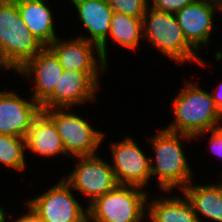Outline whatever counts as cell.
Instances as JSON below:
<instances>
[{"label":"cell","mask_w":222,"mask_h":222,"mask_svg":"<svg viewBox=\"0 0 222 222\" xmlns=\"http://www.w3.org/2000/svg\"><path fill=\"white\" fill-rule=\"evenodd\" d=\"M173 193L176 192L168 191L165 194L161 193L162 197L156 196L154 199L148 196V222H199L186 196L182 192H179L181 196L178 192L171 196Z\"/></svg>","instance_id":"d6986e66"},{"label":"cell","mask_w":222,"mask_h":222,"mask_svg":"<svg viewBox=\"0 0 222 222\" xmlns=\"http://www.w3.org/2000/svg\"><path fill=\"white\" fill-rule=\"evenodd\" d=\"M71 1L78 21L82 24L88 35L80 34L83 38L96 44L98 47L107 39L113 14L112 8L106 0H67Z\"/></svg>","instance_id":"9a60e30c"},{"label":"cell","mask_w":222,"mask_h":222,"mask_svg":"<svg viewBox=\"0 0 222 222\" xmlns=\"http://www.w3.org/2000/svg\"><path fill=\"white\" fill-rule=\"evenodd\" d=\"M217 11L222 14V0H194L175 13L185 38L197 51L211 45Z\"/></svg>","instance_id":"8fae6325"},{"label":"cell","mask_w":222,"mask_h":222,"mask_svg":"<svg viewBox=\"0 0 222 222\" xmlns=\"http://www.w3.org/2000/svg\"><path fill=\"white\" fill-rule=\"evenodd\" d=\"M147 191L118 185L88 206V222H147Z\"/></svg>","instance_id":"5b68a950"},{"label":"cell","mask_w":222,"mask_h":222,"mask_svg":"<svg viewBox=\"0 0 222 222\" xmlns=\"http://www.w3.org/2000/svg\"><path fill=\"white\" fill-rule=\"evenodd\" d=\"M113 12L125 14L130 17L143 18L149 0H106Z\"/></svg>","instance_id":"7402d4cb"},{"label":"cell","mask_w":222,"mask_h":222,"mask_svg":"<svg viewBox=\"0 0 222 222\" xmlns=\"http://www.w3.org/2000/svg\"><path fill=\"white\" fill-rule=\"evenodd\" d=\"M6 209L2 204L0 205V222H6Z\"/></svg>","instance_id":"4316f807"},{"label":"cell","mask_w":222,"mask_h":222,"mask_svg":"<svg viewBox=\"0 0 222 222\" xmlns=\"http://www.w3.org/2000/svg\"><path fill=\"white\" fill-rule=\"evenodd\" d=\"M62 72L58 57L48 46H44L16 74L33 83V93L28 96L40 105L53 92Z\"/></svg>","instance_id":"5bb4252c"},{"label":"cell","mask_w":222,"mask_h":222,"mask_svg":"<svg viewBox=\"0 0 222 222\" xmlns=\"http://www.w3.org/2000/svg\"><path fill=\"white\" fill-rule=\"evenodd\" d=\"M208 132L210 134V137L208 136ZM207 134V138L205 137ZM201 136L204 138L205 141L207 140L208 146L207 149H209V152L212 153L213 156L216 155L217 160H221L222 158V125L210 130V131H205L202 133L197 134L194 139H200ZM200 137V138H199ZM218 155V156H217ZM220 157V158H219ZM219 158V159H218ZM222 161V160H221Z\"/></svg>","instance_id":"603a6c76"},{"label":"cell","mask_w":222,"mask_h":222,"mask_svg":"<svg viewBox=\"0 0 222 222\" xmlns=\"http://www.w3.org/2000/svg\"><path fill=\"white\" fill-rule=\"evenodd\" d=\"M17 92L0 89V134L25 138L41 107L31 96Z\"/></svg>","instance_id":"7c38bea8"},{"label":"cell","mask_w":222,"mask_h":222,"mask_svg":"<svg viewBox=\"0 0 222 222\" xmlns=\"http://www.w3.org/2000/svg\"><path fill=\"white\" fill-rule=\"evenodd\" d=\"M172 99L173 120L164 128L195 137L222 125V115L215 106L211 93L191 80Z\"/></svg>","instance_id":"7a4b0ae2"},{"label":"cell","mask_w":222,"mask_h":222,"mask_svg":"<svg viewBox=\"0 0 222 222\" xmlns=\"http://www.w3.org/2000/svg\"><path fill=\"white\" fill-rule=\"evenodd\" d=\"M194 0H149V6L153 9L175 14Z\"/></svg>","instance_id":"cb8c5ba5"},{"label":"cell","mask_w":222,"mask_h":222,"mask_svg":"<svg viewBox=\"0 0 222 222\" xmlns=\"http://www.w3.org/2000/svg\"><path fill=\"white\" fill-rule=\"evenodd\" d=\"M72 159L75 162L73 170L62 178L74 192L78 195L83 194L84 198L87 197V207L98 197L119 185L110 162L107 159L104 160L99 153L91 156H77Z\"/></svg>","instance_id":"ba28073f"},{"label":"cell","mask_w":222,"mask_h":222,"mask_svg":"<svg viewBox=\"0 0 222 222\" xmlns=\"http://www.w3.org/2000/svg\"><path fill=\"white\" fill-rule=\"evenodd\" d=\"M48 47L58 57L63 70L109 72V65L102 59L99 47L83 38L58 37Z\"/></svg>","instance_id":"4fadbf2b"},{"label":"cell","mask_w":222,"mask_h":222,"mask_svg":"<svg viewBox=\"0 0 222 222\" xmlns=\"http://www.w3.org/2000/svg\"><path fill=\"white\" fill-rule=\"evenodd\" d=\"M20 16L29 31L43 46H49L56 38V21L53 7L48 5L50 0H15Z\"/></svg>","instance_id":"e0dca14e"},{"label":"cell","mask_w":222,"mask_h":222,"mask_svg":"<svg viewBox=\"0 0 222 222\" xmlns=\"http://www.w3.org/2000/svg\"><path fill=\"white\" fill-rule=\"evenodd\" d=\"M26 207H27V210H25L26 212L21 213V216H16V219L13 217L12 219L13 222H42L41 219L36 215V213L28 205H26ZM7 213L8 211L6 212V222L8 220H11L9 219L10 216H8Z\"/></svg>","instance_id":"d4e9b609"},{"label":"cell","mask_w":222,"mask_h":222,"mask_svg":"<svg viewBox=\"0 0 222 222\" xmlns=\"http://www.w3.org/2000/svg\"><path fill=\"white\" fill-rule=\"evenodd\" d=\"M154 155L150 157L151 179L157 182L159 192H180L194 180V171L189 164L184 141L192 142L194 137L161 128L155 135L147 137ZM187 140V141H186ZM192 168V169H191ZM155 177V178H154Z\"/></svg>","instance_id":"6da1fadb"},{"label":"cell","mask_w":222,"mask_h":222,"mask_svg":"<svg viewBox=\"0 0 222 222\" xmlns=\"http://www.w3.org/2000/svg\"><path fill=\"white\" fill-rule=\"evenodd\" d=\"M143 39L150 42L153 50L169 58L174 64L196 63L207 68L206 61L187 41L183 30L178 24L175 14L147 7L142 18Z\"/></svg>","instance_id":"3957f363"},{"label":"cell","mask_w":222,"mask_h":222,"mask_svg":"<svg viewBox=\"0 0 222 222\" xmlns=\"http://www.w3.org/2000/svg\"><path fill=\"white\" fill-rule=\"evenodd\" d=\"M123 140L111 142V167L119 185L136 186L146 190L152 184L150 156L130 136ZM151 182V183H150Z\"/></svg>","instance_id":"30bf717a"},{"label":"cell","mask_w":222,"mask_h":222,"mask_svg":"<svg viewBox=\"0 0 222 222\" xmlns=\"http://www.w3.org/2000/svg\"><path fill=\"white\" fill-rule=\"evenodd\" d=\"M128 50H138L143 38L142 18L130 17L122 13L113 12L111 28L107 39L99 46L102 59L108 65L110 39ZM109 39V40H108Z\"/></svg>","instance_id":"ffe728a7"},{"label":"cell","mask_w":222,"mask_h":222,"mask_svg":"<svg viewBox=\"0 0 222 222\" xmlns=\"http://www.w3.org/2000/svg\"><path fill=\"white\" fill-rule=\"evenodd\" d=\"M59 178L47 191L23 201L42 222H88V207L82 205L71 186Z\"/></svg>","instance_id":"52a82bcc"},{"label":"cell","mask_w":222,"mask_h":222,"mask_svg":"<svg viewBox=\"0 0 222 222\" xmlns=\"http://www.w3.org/2000/svg\"><path fill=\"white\" fill-rule=\"evenodd\" d=\"M27 153L25 138L0 134V164L5 168L17 173L26 172Z\"/></svg>","instance_id":"44dd1931"},{"label":"cell","mask_w":222,"mask_h":222,"mask_svg":"<svg viewBox=\"0 0 222 222\" xmlns=\"http://www.w3.org/2000/svg\"><path fill=\"white\" fill-rule=\"evenodd\" d=\"M211 96L214 100L215 106L217 107L218 111L222 115V82L216 85L215 89H212Z\"/></svg>","instance_id":"484cf974"},{"label":"cell","mask_w":222,"mask_h":222,"mask_svg":"<svg viewBox=\"0 0 222 222\" xmlns=\"http://www.w3.org/2000/svg\"><path fill=\"white\" fill-rule=\"evenodd\" d=\"M191 181L181 192L190 201L199 222H222V182L195 184ZM203 218H202V217ZM208 219V220H207Z\"/></svg>","instance_id":"ac0fdd59"},{"label":"cell","mask_w":222,"mask_h":222,"mask_svg":"<svg viewBox=\"0 0 222 222\" xmlns=\"http://www.w3.org/2000/svg\"><path fill=\"white\" fill-rule=\"evenodd\" d=\"M106 71L63 70L53 92L40 104L41 111L53 108H74L86 102L96 103L101 92V75ZM100 77V78H99Z\"/></svg>","instance_id":"9c48e42d"},{"label":"cell","mask_w":222,"mask_h":222,"mask_svg":"<svg viewBox=\"0 0 222 222\" xmlns=\"http://www.w3.org/2000/svg\"><path fill=\"white\" fill-rule=\"evenodd\" d=\"M26 150L41 158H70L63 147L61 137L57 132L54 121L41 111L33 120L31 128L25 137Z\"/></svg>","instance_id":"2e32d148"},{"label":"cell","mask_w":222,"mask_h":222,"mask_svg":"<svg viewBox=\"0 0 222 222\" xmlns=\"http://www.w3.org/2000/svg\"><path fill=\"white\" fill-rule=\"evenodd\" d=\"M44 112L54 121L70 160L77 156L98 154L107 135L101 129L94 128L83 114H78L73 108H53Z\"/></svg>","instance_id":"8992f818"},{"label":"cell","mask_w":222,"mask_h":222,"mask_svg":"<svg viewBox=\"0 0 222 222\" xmlns=\"http://www.w3.org/2000/svg\"><path fill=\"white\" fill-rule=\"evenodd\" d=\"M44 46L23 22L15 0H0V71L16 73Z\"/></svg>","instance_id":"277c9868"}]
</instances>
